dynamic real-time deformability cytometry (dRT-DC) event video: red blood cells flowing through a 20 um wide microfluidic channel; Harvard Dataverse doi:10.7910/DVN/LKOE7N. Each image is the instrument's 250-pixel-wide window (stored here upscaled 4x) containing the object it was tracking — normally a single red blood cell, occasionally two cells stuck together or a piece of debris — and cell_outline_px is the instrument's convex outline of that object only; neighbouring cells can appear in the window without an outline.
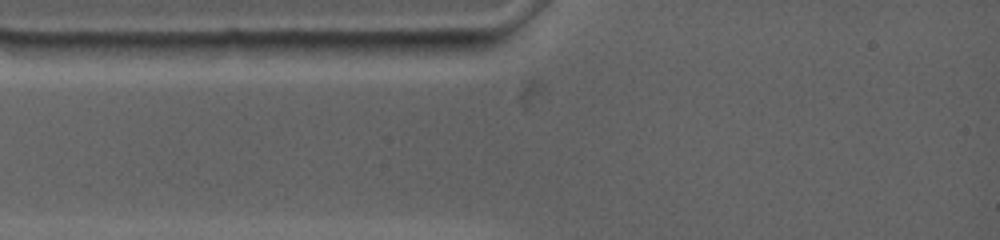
{"species": "common noctule bat (a hibernating species)", "species_latin": "Nyctalus noctula", "temperature_condition": "warm", "stored_images_in_passage": 2, "camera_frame_rate_fps": 4500, "um_per_image_px": 0.085, "animal": {"sex": "female", "body_mass_g": 19.0, "forearm_length_mm": 53.3}, "frame": {"image": 1, "passage_image": 1, "time_ms": 0.0, "image_size_px": [1000, 240], "cell_outline_px": [[244, 44], [236, 56], [204, 60], [112, 60], [104, 44], [224, 40], [240, 40]], "centroid_in_image_um": [14.87, 4.28], "position_along_channel_um": 70.1, "area_um2": 16.94}}